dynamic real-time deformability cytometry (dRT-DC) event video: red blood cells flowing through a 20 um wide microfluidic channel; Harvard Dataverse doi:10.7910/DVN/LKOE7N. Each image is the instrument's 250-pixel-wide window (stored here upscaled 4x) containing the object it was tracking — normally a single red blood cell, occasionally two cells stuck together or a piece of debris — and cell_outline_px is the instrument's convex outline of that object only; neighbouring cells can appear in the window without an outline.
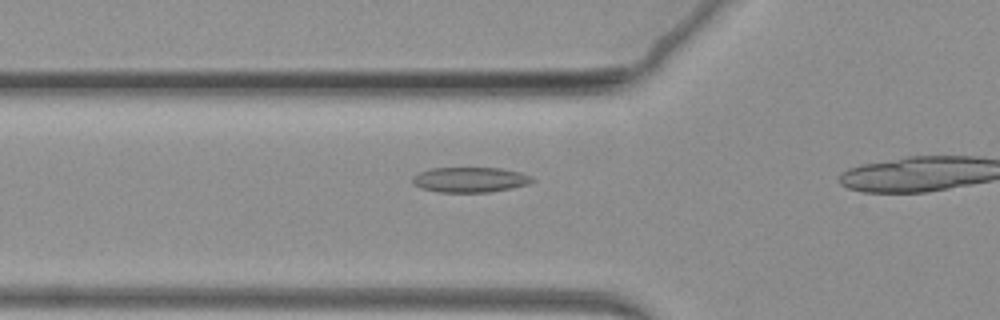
{"species": "common noctule bat (a hibernating species)", "species_latin": "Nyctalus noctula", "temperature_condition": "warm", "stored_images_in_passage": 7, "camera_frame_rate_fps": 3000, "um_per_image_px": 0.085, "animal": {"sex": "female", "body_mass_g": 19.3, "forearm_length_mm": 54.1}, "frame": {"image": 1, "passage_image": 2, "time_ms": 0.333, "image_size_px": [1000, 320], "cell_outline_px": [[536, 180], [528, 184], [512, 188], [488, 192], [436, 192], [420, 188], [412, 184], [412, 176], [428, 168], [500, 168], [520, 172], [532, 176]], "centroid_in_image_um": [39.93, 15.27], "position_along_channel_um": 85.9, "area_um2": 17.74}}